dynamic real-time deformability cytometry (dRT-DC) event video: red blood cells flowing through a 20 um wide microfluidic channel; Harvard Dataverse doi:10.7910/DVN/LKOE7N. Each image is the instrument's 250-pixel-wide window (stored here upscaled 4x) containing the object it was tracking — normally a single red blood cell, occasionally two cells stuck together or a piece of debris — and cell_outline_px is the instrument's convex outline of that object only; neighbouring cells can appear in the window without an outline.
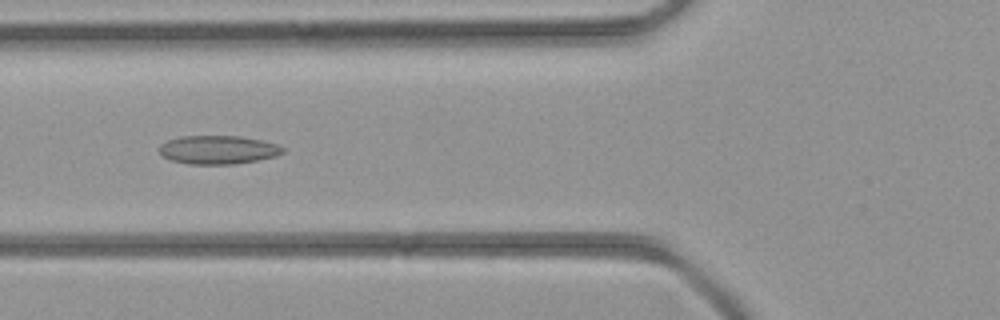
{"species": "common noctule bat (a hibernating species)", "species_latin": "Nyctalus noctula", "temperature_condition": "room temperature", "stored_images_in_passage": 37, "camera_frame_rate_fps": 3000, "um_per_image_px": 0.085, "animal": {"sex": "female", "body_mass_g": 21.9}, "frame": {"image": 1, "passage_image": 16, "time_ms": 5.0, "image_size_px": [1000, 320], "cell_outline_px": [[284, 152], [276, 156], [236, 164], [188, 164], [172, 160], [160, 156], [160, 144], [168, 140], [180, 136], [240, 136], [260, 140], [276, 144], [284, 148]], "centroid_in_image_um": [18.51, 12.73], "position_along_channel_um": 107.3, "area_um2": 20.52}}
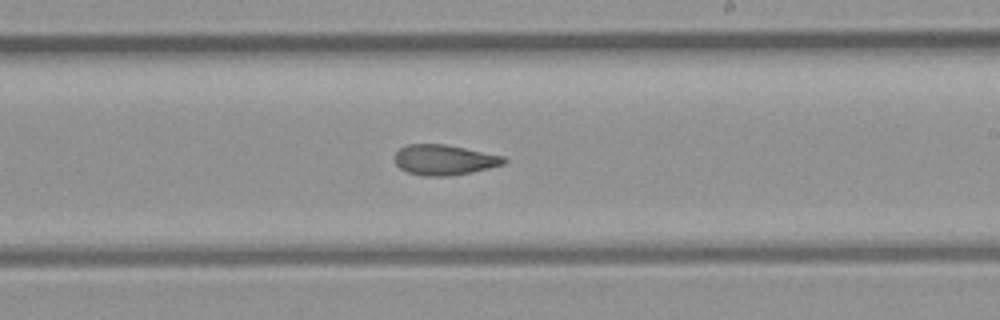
{"frame": {"image": 2, "passage_image": 25, "time_ms": 8.0, "image_size_px": [1000, 320], "cell_outline_px": [[508, 160], [504, 164], [472, 172], [448, 176], [424, 176], [408, 172], [400, 168], [396, 164], [396, 152], [400, 148], [408, 144], [444, 144], [504, 156]], "centroid_in_image_um": [37.77, 13.59], "position_along_channel_um": 251.2, "area_um2": 19.13}}
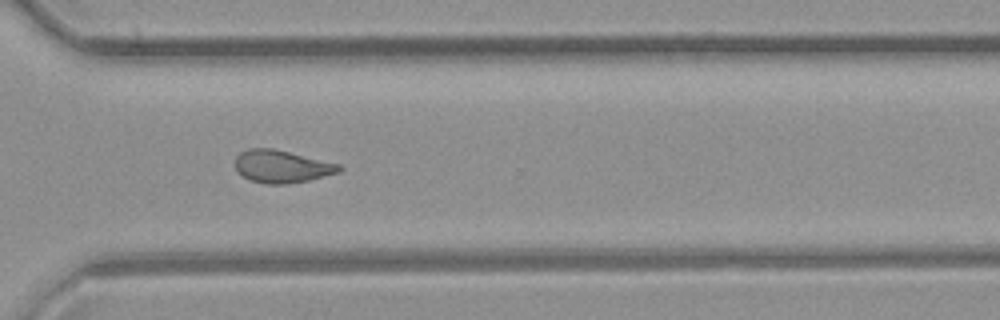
{"frame": {"image": 3, "passage_image": 31, "time_ms": 10.0, "image_size_px": [1000, 320], "cell_outline_px": [[344, 168], [340, 172], [308, 180], [288, 184], [268, 184], [248, 180], [236, 172], [236, 156], [240, 152], [248, 148], [272, 148], [340, 164]], "centroid_in_image_um": [23.93, 14.15], "position_along_channel_um": 346.7, "area_um2": 19.83}}